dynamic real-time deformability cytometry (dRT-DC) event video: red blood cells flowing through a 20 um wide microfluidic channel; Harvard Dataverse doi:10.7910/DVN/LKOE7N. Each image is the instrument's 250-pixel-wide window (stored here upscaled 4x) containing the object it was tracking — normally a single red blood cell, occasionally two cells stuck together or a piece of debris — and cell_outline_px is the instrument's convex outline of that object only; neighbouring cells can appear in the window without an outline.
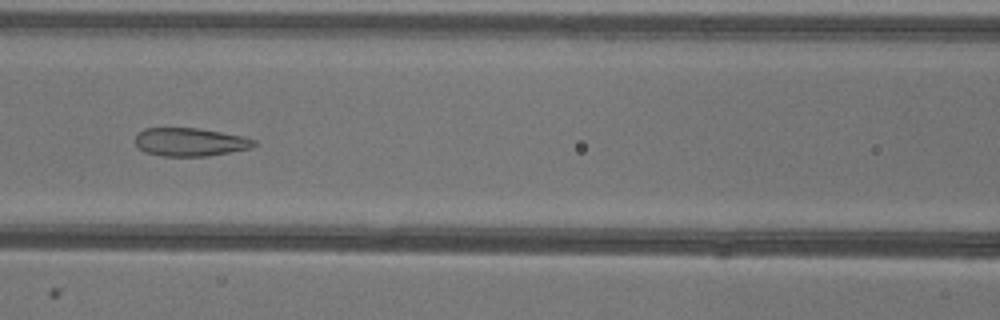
{"species": "common noctule bat (a hibernating species)", "species_latin": "Nyctalus noctula", "temperature_condition": "warm", "stored_images_in_passage": 37, "camera_frame_rate_fps": 3000, "um_per_image_px": 0.085, "animal": {"sex": "female"}, "frame": {"image": 1, "passage_image": 20, "time_ms": 6.333, "image_size_px": [1000, 320], "cell_outline_px": [[256, 144], [252, 148], [208, 156], [160, 156], [144, 152], [136, 144], [136, 132], [144, 128], [200, 128], [244, 136], [256, 140]], "centroid_in_image_um": [16.16, 12.07], "position_along_channel_um": 150.4, "area_um2": 19.77}}
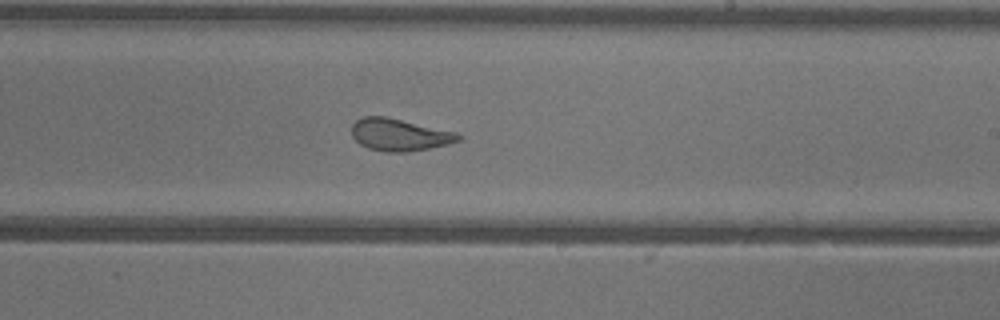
{"frame": {"image": 2, "passage_image": 28, "time_ms": 9.0, "image_size_px": [1000, 320], "cell_outline_px": [[460, 140], [448, 144], [408, 152], [384, 152], [368, 148], [360, 144], [352, 136], [352, 124], [356, 120], [364, 116], [384, 116], [456, 132], [460, 136]], "centroid_in_image_um": [33.92, 11.46], "position_along_channel_um": 255.1, "area_um2": 19.83}}
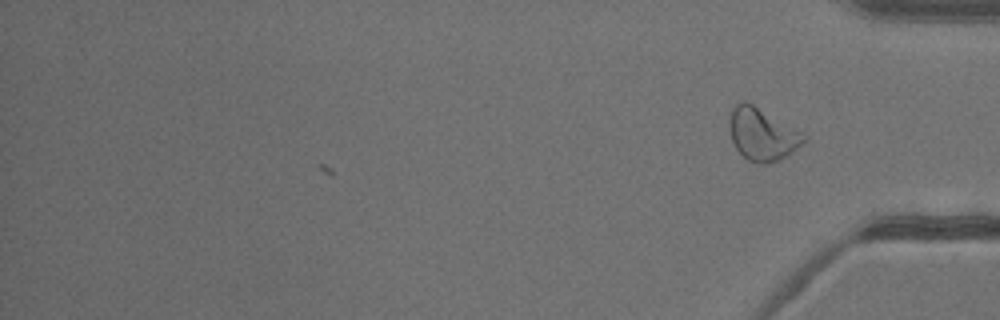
{"frame": {"image": 3, "passage_image": 37, "time_ms": 12.0, "image_size_px": [1000, 320], "cell_outline_px": [[808, 140], [792, 152], [780, 160], [764, 164], [756, 164], [748, 160], [736, 148], [732, 140], [732, 108], [736, 104], [744, 100], [752, 104], [808, 136]], "centroid_in_image_um": [64.84, 11.45], "position_along_channel_um": 370.4, "area_um2": 22.08}, "authors_computed_cell_mechanics": {"area_um2": 20.808, "velocity_mm_per_s": 3.9276, "shape_relaxation_time_tau1_ms": null, "shape_relaxation_time_tau2_ms": 1.223, "deformation_change_tau1": null, "deformation_change_tau2": 0.0946}}